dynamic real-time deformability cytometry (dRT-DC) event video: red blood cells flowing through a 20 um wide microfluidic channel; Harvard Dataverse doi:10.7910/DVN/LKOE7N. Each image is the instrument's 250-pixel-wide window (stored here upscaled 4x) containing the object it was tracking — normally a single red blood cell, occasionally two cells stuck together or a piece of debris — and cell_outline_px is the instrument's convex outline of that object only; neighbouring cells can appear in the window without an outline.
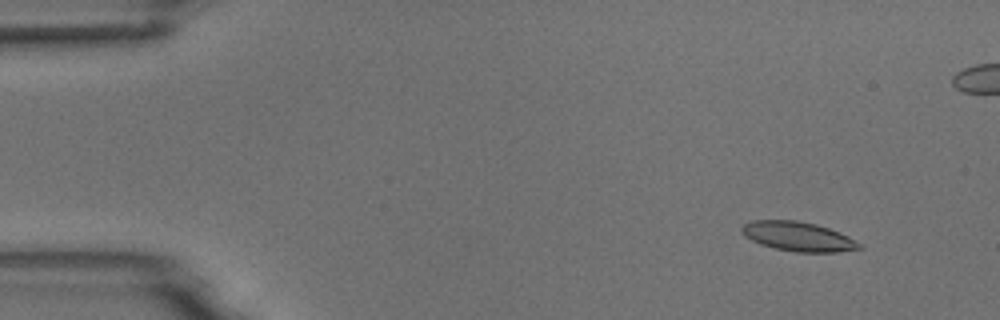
{"species": "common noctule bat (a hibernating species)", "species_latin": "Nyctalus noctula", "temperature_condition": "room temperature", "stored_images_in_passage": 5, "camera_frame_rate_fps": 3000, "um_per_image_px": 0.085, "animal": {"sex": "male", "body_mass_g": 18.8}, "frame": {"image": 1, "passage_image": 1, "time_ms": 0.0, "image_size_px": [1000, 320], "cell_outline_px": [[864, 248], [836, 252], [796, 252], [776, 248], [760, 244], [744, 236], [740, 232], [740, 228], [744, 224], [752, 220], [796, 220], [816, 224], [840, 232], [848, 236], [860, 244]], "centroid_in_image_um": [67.82, 20.09], "position_along_channel_um": 17.2, "area_um2": 20.11}}